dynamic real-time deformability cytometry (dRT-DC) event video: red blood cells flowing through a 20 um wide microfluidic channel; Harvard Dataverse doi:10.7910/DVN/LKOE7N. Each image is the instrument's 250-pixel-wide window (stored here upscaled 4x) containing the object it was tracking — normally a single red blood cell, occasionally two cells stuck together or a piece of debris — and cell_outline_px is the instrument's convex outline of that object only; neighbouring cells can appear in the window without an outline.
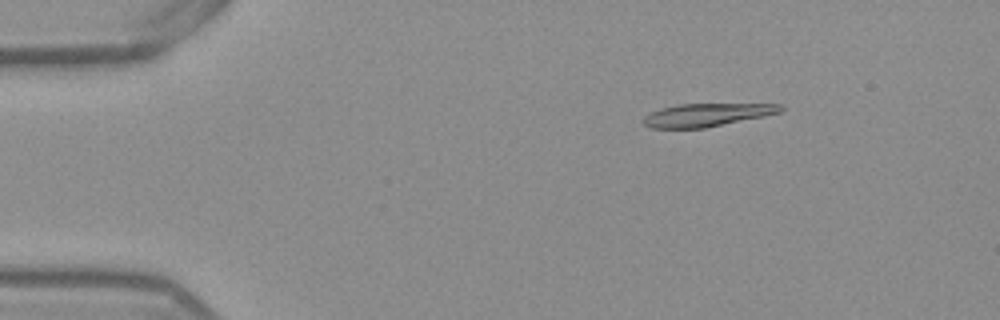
{"species": "Egyptian fruit bat (a non-hibernating species)", "species_latin": "Rousettus aegyptiacus", "temperature_condition": "warm", "stored_images_in_passage": 52, "camera_frame_rate_fps": 3000, "um_per_image_px": 0.085, "frame": {"image": 1, "passage_image": 8, "time_ms": 2.333, "image_size_px": [1000, 320], "cell_outline_px": [[784, 108], [780, 112], [764, 116], [704, 128], [652, 128], [644, 124], [644, 116], [660, 108], [680, 104], [780, 104]], "centroid_in_image_um": [60.07, 9.76], "position_along_channel_um": 24.9, "area_um2": 18.15}}
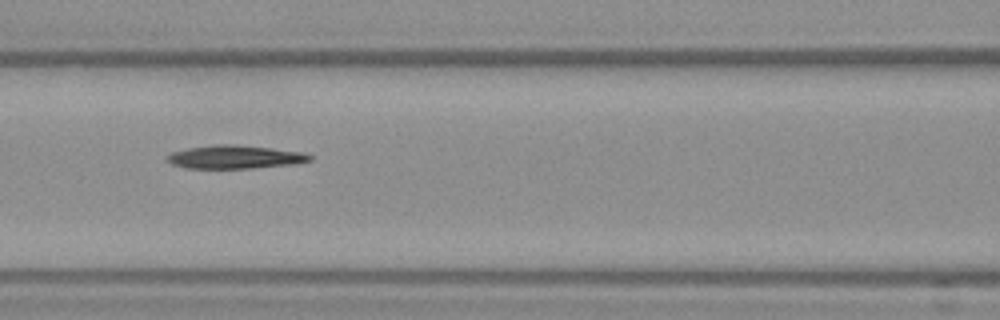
{"frame": {"image": 2, "passage_image": 23, "time_ms": 7.333, "image_size_px": [1000, 320], "cell_outline_px": [[312, 160], [296, 164], [252, 168], [184, 168], [172, 164], [164, 160], [164, 156], [172, 152], [188, 148], [216, 144], [232, 144], [272, 148], [304, 152], [312, 156]], "centroid_in_image_um": [19.95, 13.34], "position_along_channel_um": 146.7, "area_um2": 19.59}}
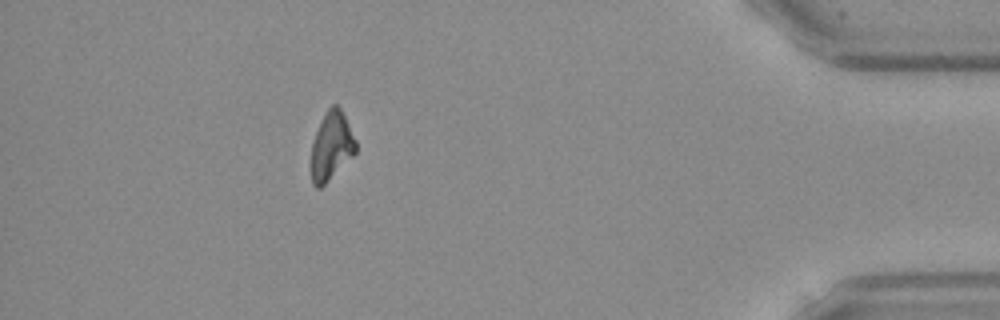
{"frame": {"image": 3, "passage_image": 47, "time_ms": 15.333, "image_size_px": [1000, 320], "cell_outline_px": [[356, 152], [320, 188], [316, 188], [312, 184], [312, 140], [328, 108], [332, 104], [336, 104], [340, 108], [356, 140]], "centroid_in_image_um": [28.16, 12.41], "position_along_channel_um": 407.0, "area_um2": 17.22}, "authors_computed_cell_mechanics": {"area_um2": 18.8717, "velocity_mm_per_s": 3.8852, "shape_relaxation_time_tau1_ms": 9.1148, "shape_relaxation_time_tau2_ms": null, "deformation_change_tau1": 0.261, "deformation_change_tau2": null}}